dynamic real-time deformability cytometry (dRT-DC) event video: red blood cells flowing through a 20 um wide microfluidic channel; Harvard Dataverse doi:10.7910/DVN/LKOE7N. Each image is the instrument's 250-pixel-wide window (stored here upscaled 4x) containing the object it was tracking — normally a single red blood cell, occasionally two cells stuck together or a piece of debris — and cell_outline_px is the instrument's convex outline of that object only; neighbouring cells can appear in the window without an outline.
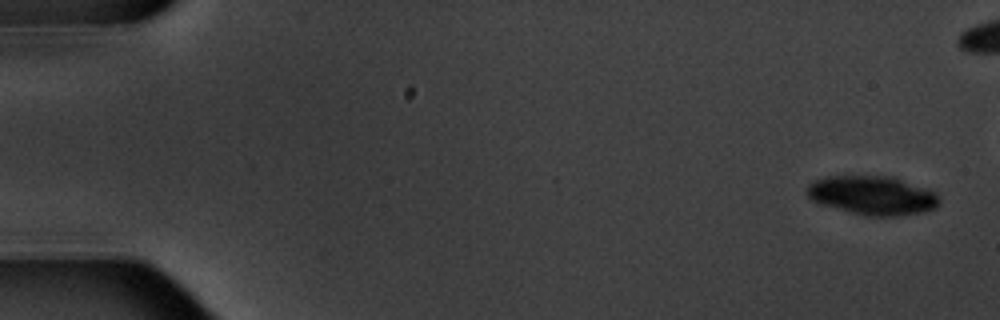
{"species": "common noctule bat (a hibernating species)", "species_latin": "Nyctalus noctula", "temperature_condition": "warm", "stored_images_in_passage": 12, "camera_frame_rate_fps": 3000, "um_per_image_px": 0.085, "animal": {"sex": "male", "body_mass_g": 20.1, "forearm_length_mm": 53.5}, "frame": {"image": 1, "passage_image": 1, "time_ms": 0.0, "image_size_px": [1000, 320], "cell_outline_px": [[940, 200], [936, 208], [920, 212], [896, 216], [864, 216], [848, 212], [820, 204], [812, 200], [808, 196], [808, 184], [812, 180], [824, 176], [896, 176], [936, 192]], "centroid_in_image_um": [74.15, 16.6], "position_along_channel_um": 10.8, "area_um2": 30.35}}